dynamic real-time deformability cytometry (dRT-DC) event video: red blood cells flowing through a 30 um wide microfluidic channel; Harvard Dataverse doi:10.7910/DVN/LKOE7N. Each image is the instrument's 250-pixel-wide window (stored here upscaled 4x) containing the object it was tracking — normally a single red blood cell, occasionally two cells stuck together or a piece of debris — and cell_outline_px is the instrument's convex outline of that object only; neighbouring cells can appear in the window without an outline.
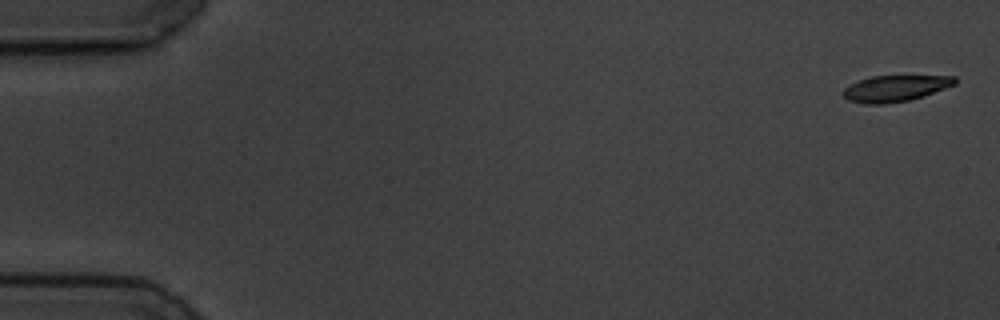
{"species": "common noctule bat (a hibernating species)", "species_latin": "Nyctalus noctula", "temperature_condition": "cold", "stored_images_in_passage": 9, "camera_frame_rate_fps": 3000, "um_per_image_px": 0.085, "animal": {"sex": "male", "body_mass_g": 19.5, "forearm_length_mm": 54.6}, "frame": {"image": 1, "passage_image": 1, "time_ms": 0.0, "image_size_px": [1000, 320], "cell_outline_px": [[956, 84], [924, 96], [912, 100], [884, 104], [864, 104], [848, 100], [840, 92], [848, 84], [872, 76], [956, 76]], "centroid_in_image_um": [76.07, 7.52], "position_along_channel_um": 8.9, "area_um2": 17.22}}
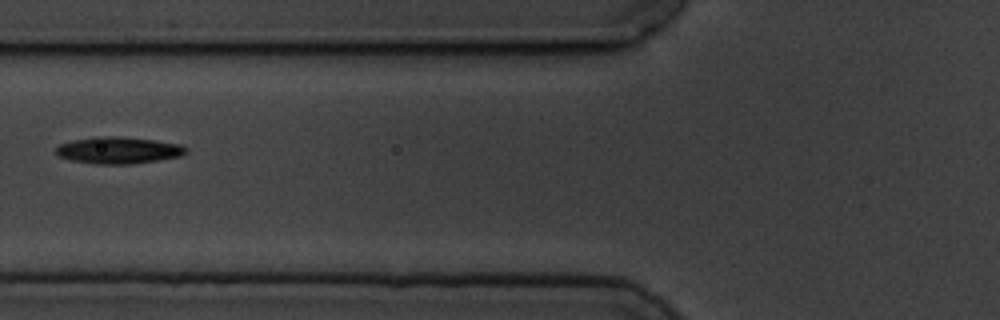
{"frame": {"image": 2, "passage_image": 7, "time_ms": 7.0, "image_size_px": [1000, 320], "cell_outline_px": [[188, 152], [180, 156], [132, 164], [96, 164], [72, 160], [60, 156], [56, 152], [56, 148], [60, 144], [72, 140], [96, 136], [120, 136], [152, 140], [180, 144], [188, 148]], "centroid_in_image_um": [10.08, 12.76], "position_along_channel_um": 115.7, "area_um2": 20.17}}
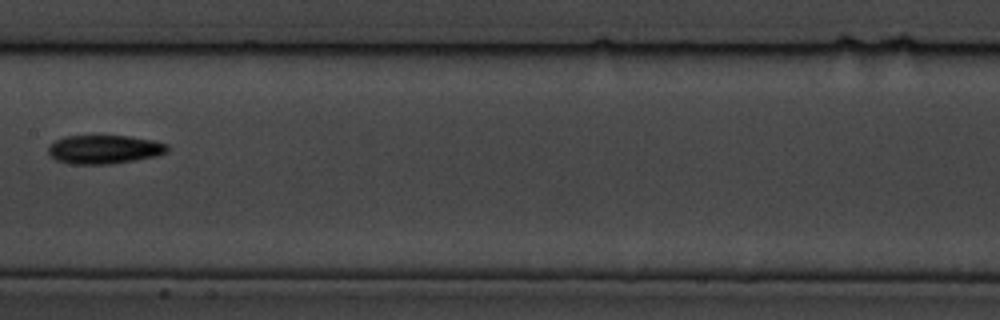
{"frame": {"image": 3, "passage_image": 9, "time_ms": 9.333, "image_size_px": [1000, 320], "cell_outline_px": [[168, 152], [156, 156], [112, 164], [72, 164], [56, 160], [48, 152], [48, 148], [56, 140], [64, 136], [128, 136], [152, 140], [168, 144]], "centroid_in_image_um": [8.88, 12.7], "position_along_channel_um": 198.5, "area_um2": 19.83}}